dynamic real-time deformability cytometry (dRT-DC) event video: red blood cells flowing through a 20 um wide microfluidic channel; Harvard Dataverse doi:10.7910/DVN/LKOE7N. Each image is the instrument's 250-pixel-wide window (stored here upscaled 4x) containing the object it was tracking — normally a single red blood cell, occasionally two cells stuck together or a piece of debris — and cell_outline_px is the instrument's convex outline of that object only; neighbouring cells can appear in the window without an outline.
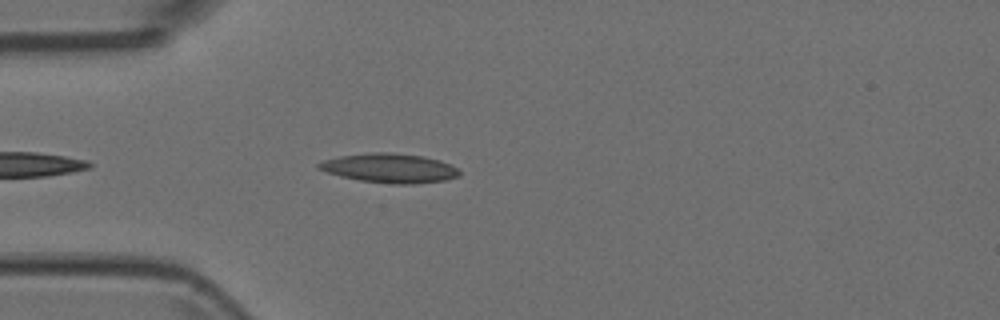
{"species": "Egyptian fruit bat (a non-hibernating species)", "species_latin": "Rousettus aegyptiacus", "temperature_condition": "room temperature", "stored_images_in_passage": 4, "camera_frame_rate_fps": 3000, "um_per_image_px": 0.085, "animal": {"sex": "female"}, "frame": {"image": 1, "passage_image": 4, "time_ms": 1.0, "image_size_px": [1000, 320], "cell_outline_px": [[460, 176], [444, 180], [412, 184], [392, 184], [360, 180], [340, 176], [316, 168], [316, 164], [324, 160], [340, 156], [372, 152], [392, 152], [424, 156], [440, 160], [456, 168], [460, 172]], "centroid_in_image_um": [33.11, 14.28], "position_along_channel_um": 51.9, "area_um2": 23.93}}